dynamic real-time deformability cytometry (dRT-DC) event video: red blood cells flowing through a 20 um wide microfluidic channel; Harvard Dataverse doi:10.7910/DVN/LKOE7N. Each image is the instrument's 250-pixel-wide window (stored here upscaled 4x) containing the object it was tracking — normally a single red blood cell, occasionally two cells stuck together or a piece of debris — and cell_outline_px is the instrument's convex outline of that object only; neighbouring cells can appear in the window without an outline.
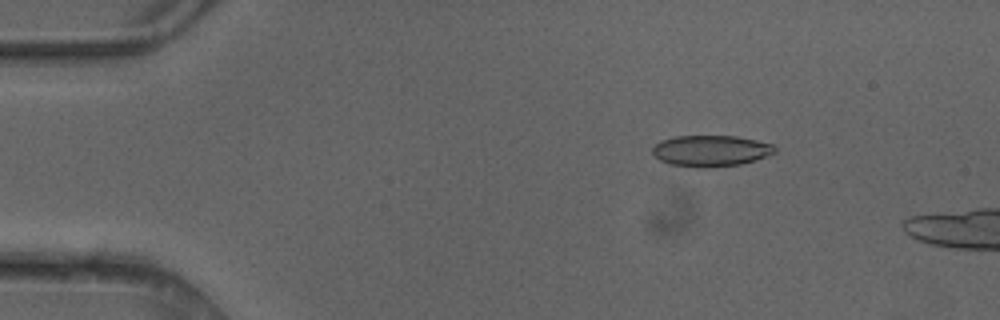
{"species": "common noctule bat (a hibernating species)", "species_latin": "Nyctalus noctula", "temperature_condition": "cold", "stored_images_in_passage": 6, "camera_frame_rate_fps": 3000, "um_per_image_px": 0.085, "animal": {"sex": "female"}, "frame": {"image": 1, "passage_image": 3, "time_ms": 0.667, "image_size_px": [1000, 320], "cell_outline_px": [[776, 152], [756, 160], [740, 164], [708, 168], [696, 168], [668, 164], [660, 160], [652, 152], [652, 148], [660, 140], [672, 136], [736, 136], [756, 140], [772, 144], [776, 148]], "centroid_in_image_um": [60.4, 12.82], "position_along_channel_um": 24.6, "area_um2": 22.43}}
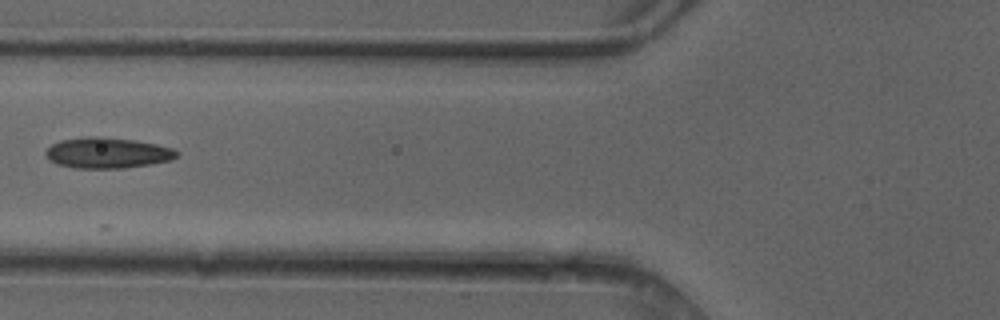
{"frame": {"image": 2, "passage_image": 6, "time_ms": 1.667, "image_size_px": [1000, 320], "cell_outline_px": [[180, 152], [172, 160], [124, 168], [76, 168], [56, 164], [44, 156], [44, 152], [52, 144], [60, 140], [88, 136], [104, 136], [136, 140], [156, 144], [172, 148]], "centroid_in_image_um": [9.1, 12.98], "position_along_channel_um": 116.7, "area_um2": 23.64}}